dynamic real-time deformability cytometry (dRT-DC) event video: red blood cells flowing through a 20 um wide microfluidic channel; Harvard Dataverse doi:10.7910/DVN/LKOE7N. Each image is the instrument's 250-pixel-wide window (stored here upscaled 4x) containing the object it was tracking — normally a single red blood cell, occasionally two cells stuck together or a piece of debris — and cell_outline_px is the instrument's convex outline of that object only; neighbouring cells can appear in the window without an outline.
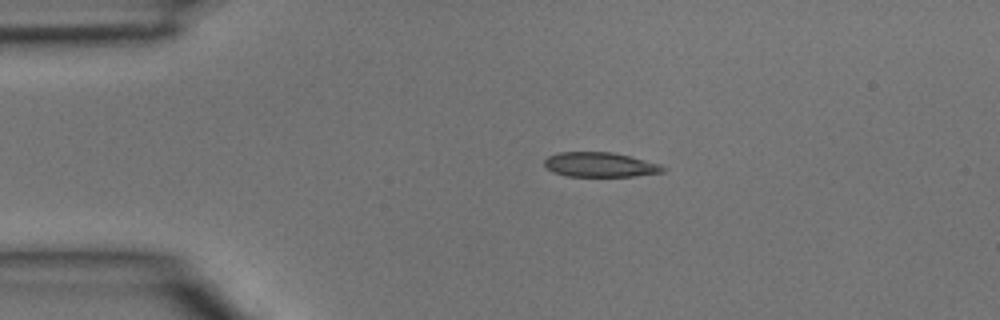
{"species": "common noctule bat (a hibernating species)", "species_latin": "Nyctalus noctula", "temperature_condition": "room temperature", "stored_images_in_passage": 2, "camera_frame_rate_fps": 3000, "um_per_image_px": 0.085, "animal": {"sex": "male", "body_mass_g": 15.6}, "frame": {"image": 1, "passage_image": 1, "time_ms": 0.0, "image_size_px": [1000, 320], "cell_outline_px": [[668, 168], [664, 172], [632, 176], [568, 176], [552, 172], [544, 164], [544, 160], [548, 156], [560, 152], [612, 152], [660, 164]], "centroid_in_image_um": [51.01, 14.0], "position_along_channel_um": 34.0, "area_um2": 16.94}}